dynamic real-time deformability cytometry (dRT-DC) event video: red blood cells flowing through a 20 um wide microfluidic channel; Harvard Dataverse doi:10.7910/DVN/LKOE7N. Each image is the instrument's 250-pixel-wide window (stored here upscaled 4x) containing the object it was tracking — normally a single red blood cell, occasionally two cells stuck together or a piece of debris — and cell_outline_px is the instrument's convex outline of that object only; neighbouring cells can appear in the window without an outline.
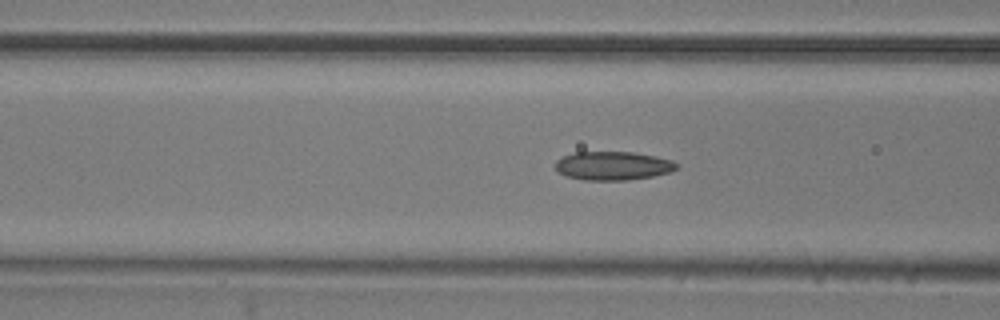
{"species": "common noctule bat (a hibernating species)", "species_latin": "Nyctalus noctula", "temperature_condition": "room temperature", "stored_images_in_passage": 41, "camera_frame_rate_fps": 3000, "um_per_image_px": 0.085, "animal": {"sex": "male", "body_mass_g": 20.5, "forearm_length_mm": 52.5}, "frame": {"image": 1, "passage_image": 20, "time_ms": 6.333, "image_size_px": [1000, 320], "cell_outline_px": [[680, 164], [672, 172], [652, 176], [628, 180], [584, 180], [564, 176], [556, 172], [556, 160], [564, 156], [576, 152], [632, 152], [656, 156], [672, 160]], "centroid_in_image_um": [52.1, 14.1], "position_along_channel_um": 114.5, "area_um2": 20.4}}
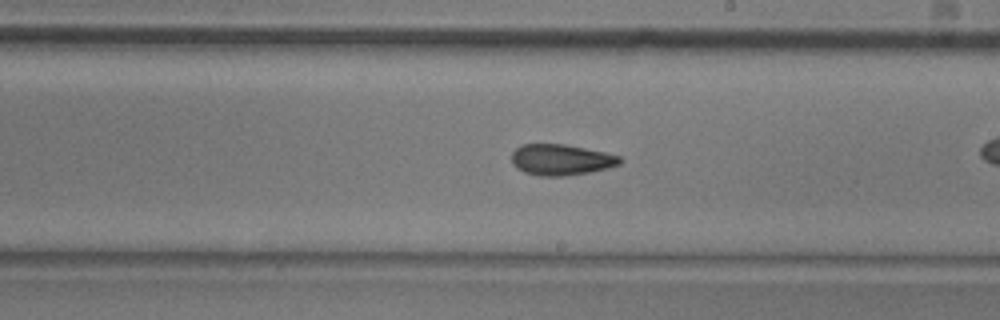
{"frame": {"image": 2, "passage_image": 30, "time_ms": 9.667, "image_size_px": [1000, 320], "cell_outline_px": [[624, 160], [620, 164], [608, 168], [592, 172], [564, 176], [540, 176], [524, 172], [516, 168], [512, 164], [512, 152], [520, 144], [564, 144], [604, 152], [620, 156]], "centroid_in_image_um": [47.69, 13.58], "position_along_channel_um": 241.3, "area_um2": 19.71}}
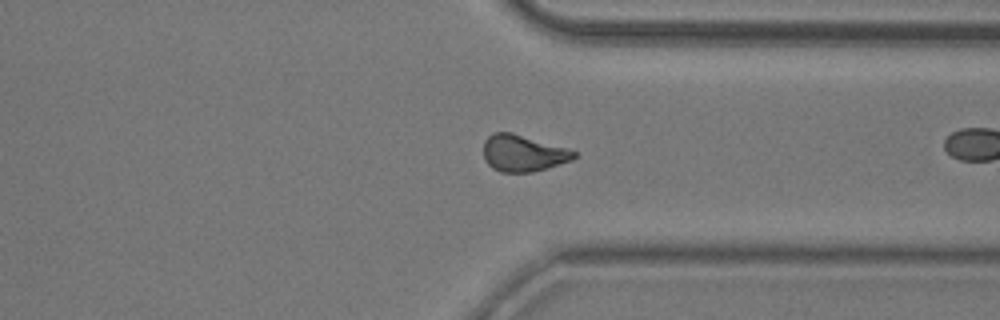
{"frame": {"image": 3, "passage_image": 40, "time_ms": 13.0, "image_size_px": [1000, 320], "cell_outline_px": [[576, 156], [572, 160], [532, 172], [500, 172], [492, 168], [484, 160], [484, 140], [492, 132], [512, 132], [568, 148], [576, 152]], "centroid_in_image_um": [44.43, 13.01], "position_along_channel_um": 367.0, "area_um2": 19.36}}